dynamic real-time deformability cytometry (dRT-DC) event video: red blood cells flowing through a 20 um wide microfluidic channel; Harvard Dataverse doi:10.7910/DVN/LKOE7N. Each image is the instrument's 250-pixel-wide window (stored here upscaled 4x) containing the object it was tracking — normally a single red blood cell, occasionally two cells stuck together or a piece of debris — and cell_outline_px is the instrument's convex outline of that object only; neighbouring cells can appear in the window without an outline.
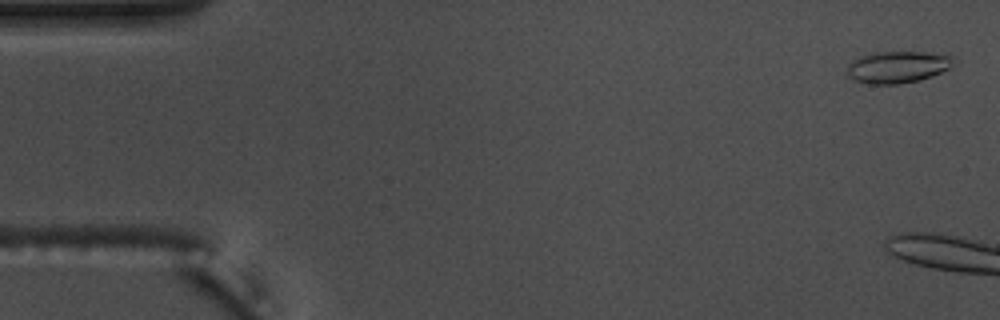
{"species": "common noctule bat (a hibernating species)", "species_latin": "Nyctalus noctula", "temperature_condition": "warm", "stored_images_in_passage": 9, "camera_frame_rate_fps": 3000, "um_per_image_px": 0.085, "animal": {"sex": "male", "body_mass_g": 17.5, "forearm_length_mm": 52.3}, "frame": {"image": 1, "passage_image": 2, "time_ms": 0.333, "image_size_px": [1000, 320], "cell_outline_px": [[952, 56], [948, 68], [932, 76], [920, 80], [900, 84], [868, 84], [856, 80], [848, 76], [848, 64], [852, 60], [860, 56], [876, 52], [924, 52]], "centroid_in_image_um": [76.23, 5.7], "position_along_channel_um": 8.8, "area_um2": 19.42}}